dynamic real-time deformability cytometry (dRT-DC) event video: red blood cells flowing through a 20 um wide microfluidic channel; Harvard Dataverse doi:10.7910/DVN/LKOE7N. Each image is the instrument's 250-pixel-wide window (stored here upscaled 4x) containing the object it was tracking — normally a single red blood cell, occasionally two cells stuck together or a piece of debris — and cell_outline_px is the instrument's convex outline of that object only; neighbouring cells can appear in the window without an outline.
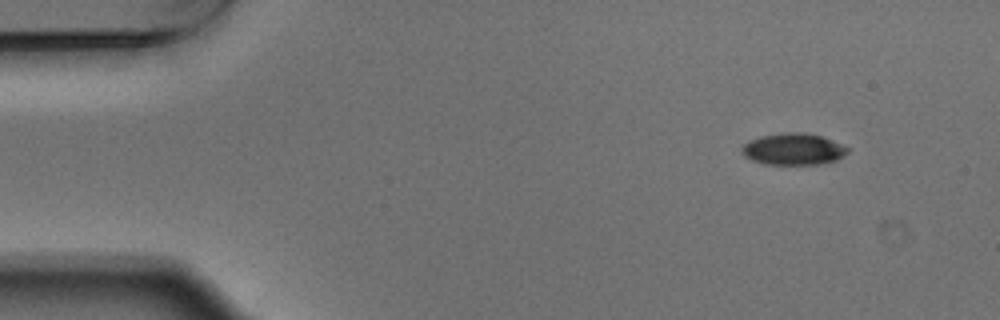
{"species": "Egyptian fruit bat (a non-hibernating species)", "species_latin": "Rousettus aegyptiacus", "temperature_condition": "warm", "stored_images_in_passage": 4, "camera_frame_rate_fps": 3000, "um_per_image_px": 0.085, "animal": {"sex": "male"}, "frame": {"image": 1, "passage_image": 1, "time_ms": 0.0, "image_size_px": [1000, 320], "cell_outline_px": [[848, 152], [836, 160], [820, 164], [764, 164], [752, 160], [744, 156], [740, 152], [740, 148], [748, 140], [760, 136], [784, 132], [800, 132], [820, 136], [840, 144], [848, 148]], "centroid_in_image_um": [67.36, 12.68], "position_along_channel_um": 17.6, "area_um2": 19.42}}
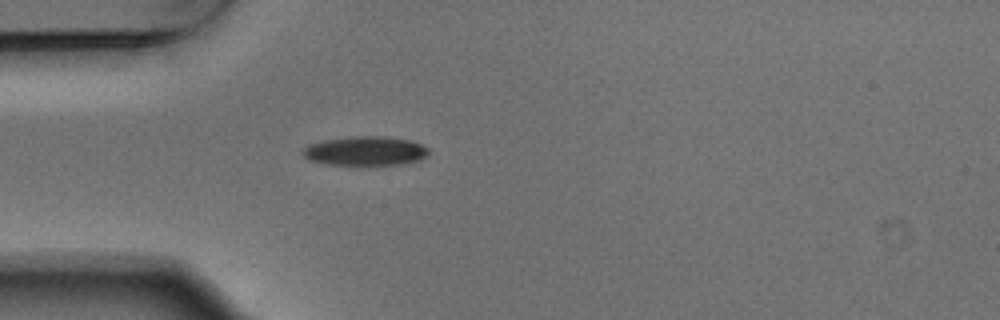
{"frame": {"image": 2, "passage_image": 4, "time_ms": 1.0, "image_size_px": [1000, 320], "cell_outline_px": [[428, 156], [420, 160], [404, 164], [324, 164], [308, 160], [300, 152], [308, 144], [324, 140], [352, 136], [384, 136], [412, 140], [428, 148]], "centroid_in_image_um": [31.05, 12.82], "position_along_channel_um": 54.0, "area_um2": 21.5}}